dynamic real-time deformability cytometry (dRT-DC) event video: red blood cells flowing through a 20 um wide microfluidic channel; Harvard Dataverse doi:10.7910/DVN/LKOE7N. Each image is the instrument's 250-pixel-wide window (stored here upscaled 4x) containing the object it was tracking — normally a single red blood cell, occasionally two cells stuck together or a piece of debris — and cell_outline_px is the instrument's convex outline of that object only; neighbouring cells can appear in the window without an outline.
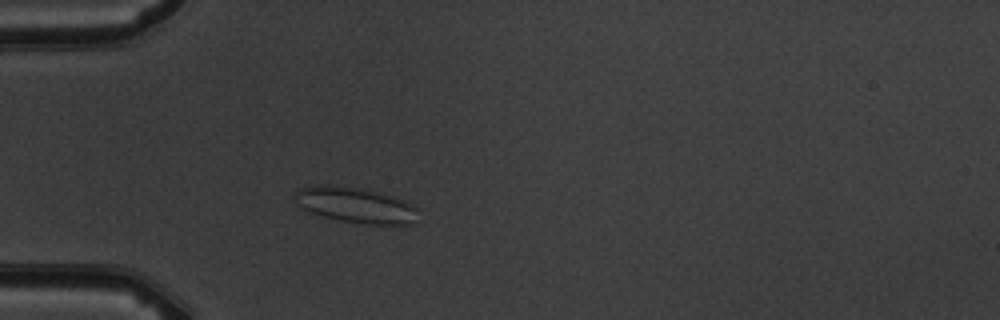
{"species": "common noctule bat (a hibernating species)", "species_latin": "Nyctalus noctula", "temperature_condition": "warm", "stored_images_in_passage": 3, "camera_frame_rate_fps": 3000, "um_per_image_px": 0.085, "animal": {"sex": "male", "body_mass_g": 19.5, "forearm_length_mm": 54.6}, "frame": {"image": 1, "passage_image": 3, "time_ms": 2.333, "image_size_px": [1000, 320], "cell_outline_px": [[416, 208], [412, 224], [368, 224], [340, 220], [324, 216], [312, 212], [296, 204], [296, 192], [300, 188], [320, 184], [328, 184], [360, 188], [392, 196], [412, 204]], "centroid_in_image_um": [30.18, 17.41], "position_along_channel_um": 54.8, "area_um2": 24.91}}